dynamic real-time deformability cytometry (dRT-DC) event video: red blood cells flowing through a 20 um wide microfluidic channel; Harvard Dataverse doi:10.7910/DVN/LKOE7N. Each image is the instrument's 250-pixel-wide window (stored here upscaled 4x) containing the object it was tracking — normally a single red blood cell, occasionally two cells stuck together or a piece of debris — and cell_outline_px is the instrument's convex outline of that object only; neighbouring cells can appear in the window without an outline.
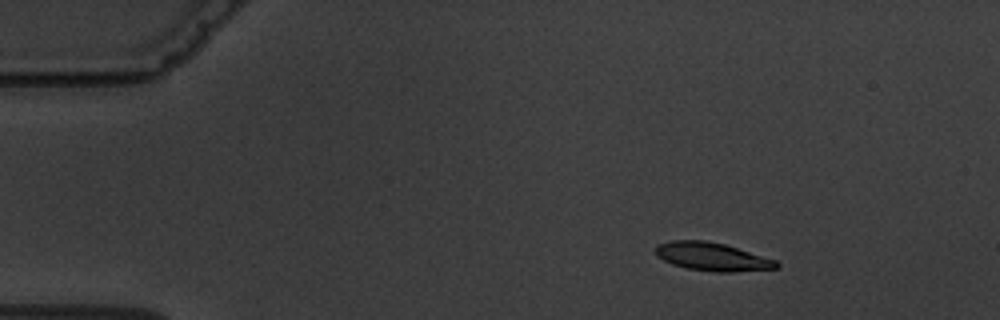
{"species": "common noctule bat (a hibernating species)", "species_latin": "Nyctalus noctula", "temperature_condition": "warm", "stored_images_in_passage": 6, "camera_frame_rate_fps": 3000, "um_per_image_px": 0.085, "animal": {"sex": "male", "body_mass_g": 19.5, "forearm_length_mm": 54.6}, "frame": {"image": 1, "passage_image": 2, "time_ms": 1.333, "image_size_px": [1000, 320], "cell_outline_px": [[780, 264], [776, 268], [732, 272], [716, 272], [688, 268], [672, 264], [656, 256], [656, 244], [668, 240], [704, 240], [724, 244], [776, 260]], "centroid_in_image_um": [60.49, 21.81], "position_along_channel_um": 24.5, "area_um2": 19.77}}
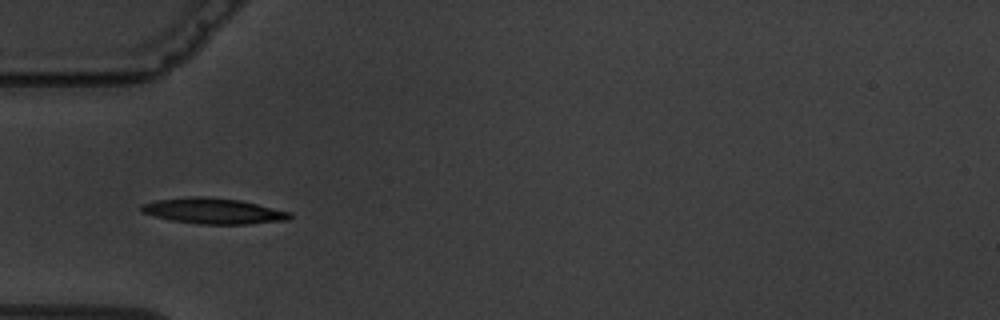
{"frame": {"image": 2, "passage_image": 5, "time_ms": 4.667, "image_size_px": [1000, 320], "cell_outline_px": [[292, 216], [288, 220], [248, 224], [200, 224], [172, 220], [140, 212], [140, 204], [156, 200], [184, 196], [208, 196], [240, 200], [292, 212]], "centroid_in_image_um": [18.12, 17.92], "position_along_channel_um": 66.9, "area_um2": 22.43}}